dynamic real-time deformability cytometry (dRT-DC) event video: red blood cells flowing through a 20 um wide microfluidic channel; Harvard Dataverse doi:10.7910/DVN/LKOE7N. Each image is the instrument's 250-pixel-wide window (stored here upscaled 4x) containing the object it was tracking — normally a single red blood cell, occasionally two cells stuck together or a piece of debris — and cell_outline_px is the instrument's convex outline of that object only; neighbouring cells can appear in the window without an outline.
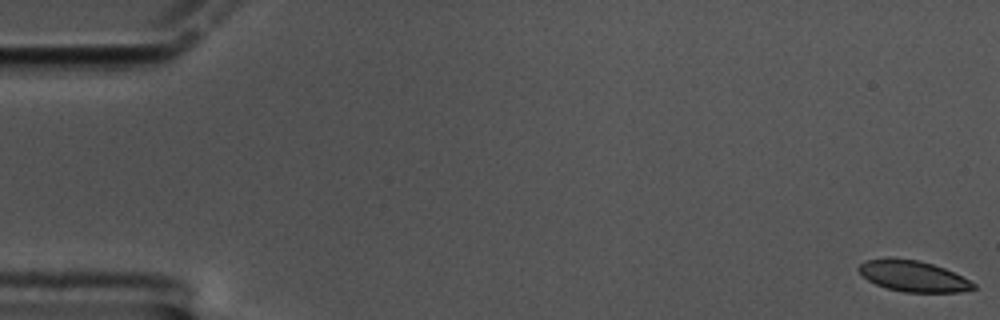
{"species": "common noctule bat (a hibernating species)", "species_latin": "Nyctalus noctula", "temperature_condition": "cold", "stored_images_in_passage": 61, "camera_frame_rate_fps": 3000, "um_per_image_px": 0.085, "animal": {"sex": "male", "body_mass_g": 17.5, "forearm_length_mm": 52.3}, "frame": {"image": 1, "passage_image": 1, "time_ms": 0.0, "image_size_px": [1000, 320], "cell_outline_px": [[976, 288], [960, 292], [904, 292], [888, 288], [876, 284], [868, 280], [856, 268], [864, 260], [920, 260], [944, 268], [976, 284]], "centroid_in_image_um": [77.64, 23.5], "position_along_channel_um": 7.4, "area_um2": 20.0}}
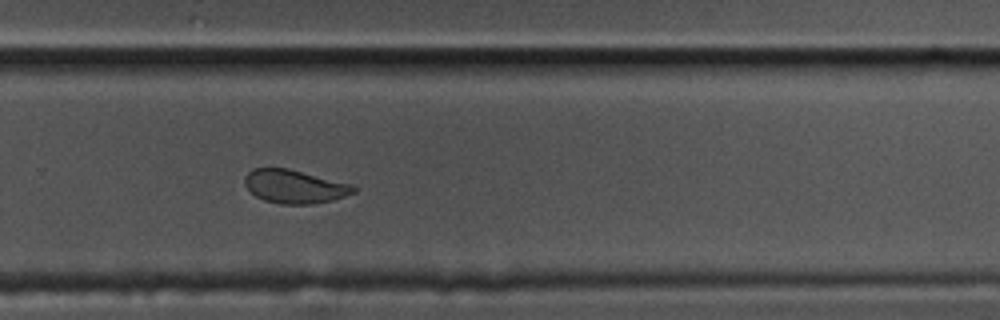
{"frame": {"image": 2, "passage_image": 41, "time_ms": 13.333, "image_size_px": [1000, 320], "cell_outline_px": [[356, 192], [332, 200], [312, 204], [280, 204], [264, 200], [256, 196], [244, 184], [244, 176], [252, 168], [288, 168], [352, 184], [356, 188]], "centroid_in_image_um": [25.03, 15.85], "position_along_channel_um": 304.8, "area_um2": 21.21}}
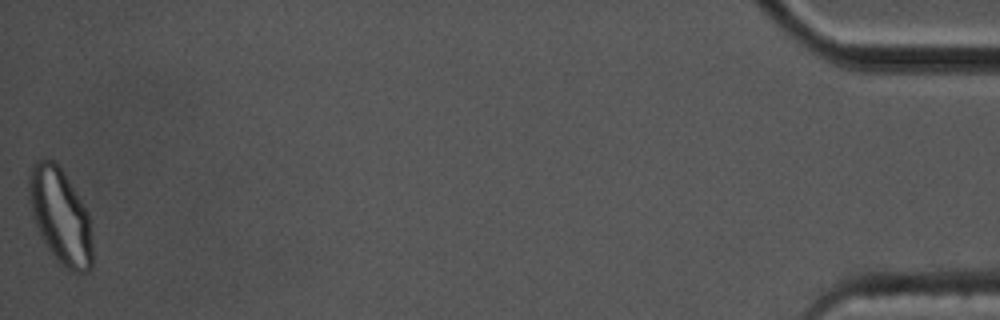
{"frame": {"image": 3, "passage_image": 61, "time_ms": 20.0, "image_size_px": [1000, 320], "cell_outline_px": [[92, 268], [88, 272], [72, 272], [64, 268], [60, 264], [44, 244], [40, 236], [32, 216], [28, 200], [28, 176], [32, 164], [36, 160], [52, 160], [60, 168], [88, 212], [92, 232]], "centroid_in_image_um": [5.11, 18.42], "position_along_channel_um": 430.1, "area_um2": 35.49}, "authors_computed_cell_mechanics": {"area_um2": 22.1374, "velocity_mm_per_s": 3.3173, "shape_relaxation_time_tau1_ms": 3.7065, "shape_relaxation_time_tau2_ms": 1.1089, "deformation_change_tau1": 0.0965, "deformation_change_tau2": 0.0622}}